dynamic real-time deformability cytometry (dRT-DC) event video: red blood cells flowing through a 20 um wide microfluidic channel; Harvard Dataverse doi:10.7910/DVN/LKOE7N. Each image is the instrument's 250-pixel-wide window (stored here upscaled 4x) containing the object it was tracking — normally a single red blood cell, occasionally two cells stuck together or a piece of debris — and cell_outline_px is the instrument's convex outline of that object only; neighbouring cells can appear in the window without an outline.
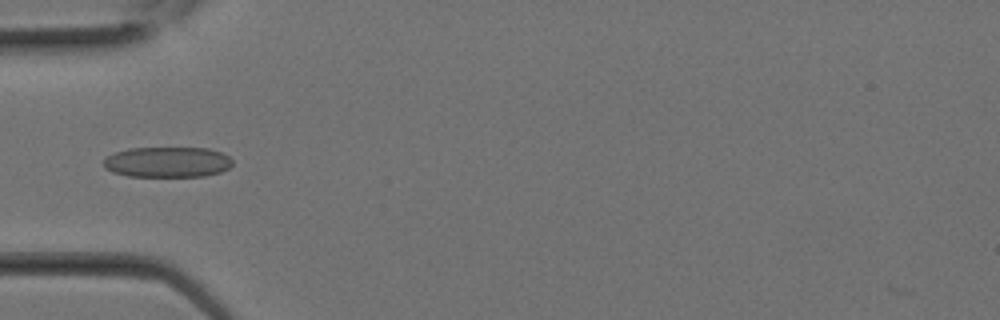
{"species": "Egyptian fruit bat (a non-hibernating species)", "species_latin": "Rousettus aegyptiacus", "temperature_condition": "room temperature", "stored_images_in_passage": 11, "camera_frame_rate_fps": 3000, "um_per_image_px": 0.085, "animal": {"sex": "female"}, "frame": {"image": 1, "passage_image": 9, "time_ms": 2.667, "image_size_px": [1000, 320], "cell_outline_px": [[232, 164], [228, 168], [220, 172], [204, 176], [128, 176], [112, 172], [104, 168], [104, 160], [108, 156], [116, 152], [128, 148], [208, 148], [220, 152], [228, 156], [232, 160]], "centroid_in_image_um": [14.22, 13.77], "position_along_channel_um": 70.8, "area_um2": 22.83}}